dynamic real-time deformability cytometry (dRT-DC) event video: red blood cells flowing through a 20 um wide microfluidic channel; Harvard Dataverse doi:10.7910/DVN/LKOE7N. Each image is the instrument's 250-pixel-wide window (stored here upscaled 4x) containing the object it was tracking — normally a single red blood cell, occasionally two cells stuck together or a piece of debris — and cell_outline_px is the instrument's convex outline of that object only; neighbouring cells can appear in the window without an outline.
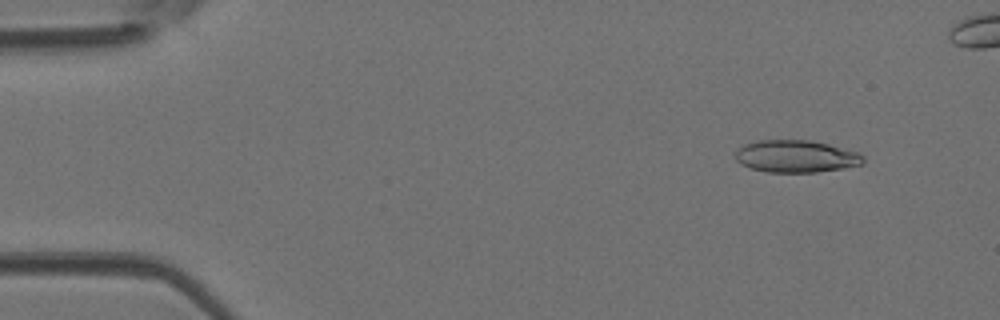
{"species": "Egyptian fruit bat (a non-hibernating species)", "species_latin": "Rousettus aegyptiacus", "temperature_condition": "room temperature", "stored_images_in_passage": 41, "camera_frame_rate_fps": 3000, "um_per_image_px": 0.085, "animal": {"sex": "female"}, "frame": {"image": 1, "passage_image": 1, "time_ms": 0.0, "image_size_px": [1000, 320], "cell_outline_px": [[864, 164], [816, 172], [768, 172], [752, 168], [740, 164], [736, 160], [736, 152], [744, 144], [760, 140], [812, 140], [860, 152], [864, 156]], "centroid_in_image_um": [67.69, 13.28], "position_along_channel_um": 17.3, "area_um2": 23.99}}
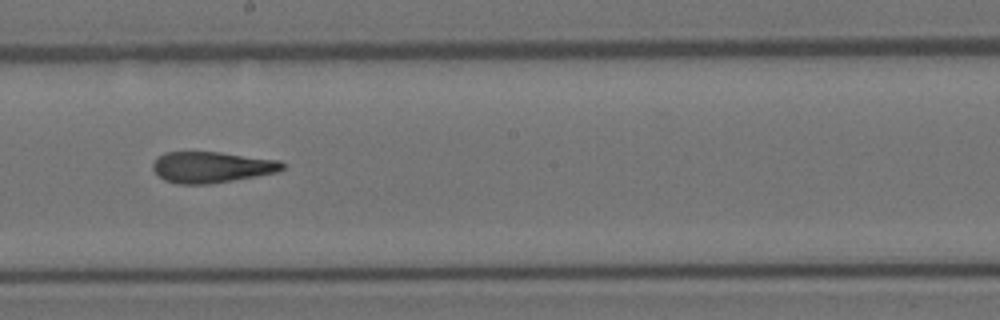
{"frame": {"image": 2, "passage_image": 23, "time_ms": 7.333, "image_size_px": [1000, 320], "cell_outline_px": [[288, 164], [280, 172], [208, 184], [176, 184], [164, 180], [152, 168], [152, 164], [164, 152], [220, 152], [280, 160]], "centroid_in_image_um": [18.05, 14.21], "position_along_channel_um": 230.2, "area_um2": 23.52}}
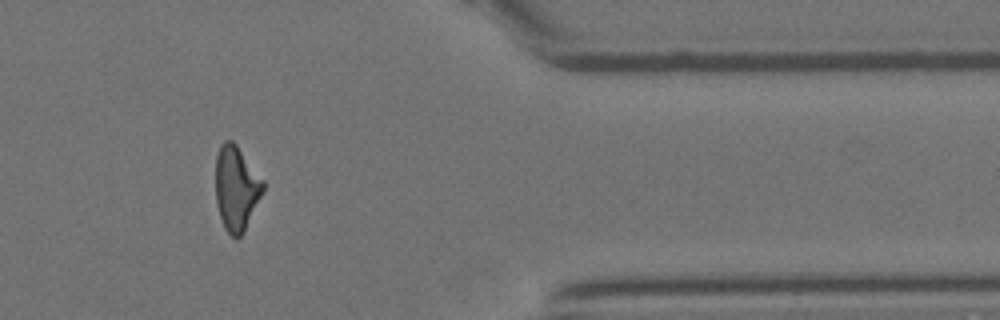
{"frame": {"image": 3, "passage_image": 36, "time_ms": 11.667, "image_size_px": [1000, 320], "cell_outline_px": [[264, 192], [244, 232], [240, 236], [232, 236], [224, 228], [216, 204], [216, 156], [220, 144], [224, 140], [232, 140], [236, 144], [264, 180]], "centroid_in_image_um": [20.09, 15.98], "position_along_channel_um": 391.3, "area_um2": 23.52}, "authors_computed_cell_mechanics": {"area_um2": 24.1026, "velocity_mm_per_s": 4.2459, "shape_relaxation_time_tau1_ms": 10.4351, "shape_relaxation_time_tau2_ms": 2.7835, "deformation_change_tau1": 0.2846, "deformation_change_tau2": 0.1361}}